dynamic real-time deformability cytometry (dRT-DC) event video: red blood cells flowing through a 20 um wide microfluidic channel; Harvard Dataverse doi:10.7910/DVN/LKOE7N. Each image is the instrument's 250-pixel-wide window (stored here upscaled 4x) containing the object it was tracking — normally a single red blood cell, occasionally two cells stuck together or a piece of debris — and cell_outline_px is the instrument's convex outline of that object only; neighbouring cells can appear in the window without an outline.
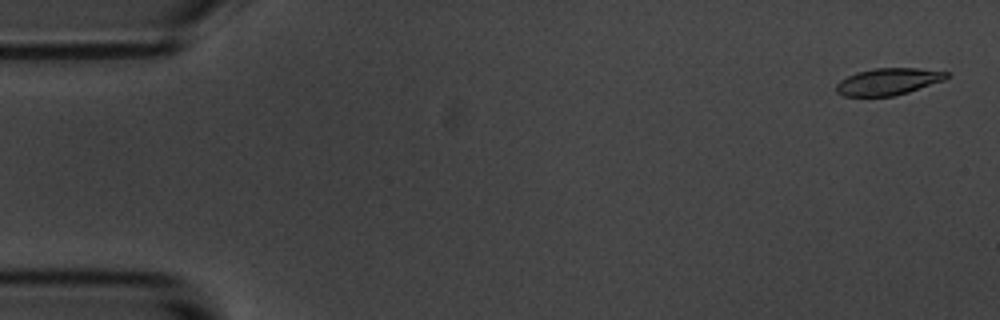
{"species": "common noctule bat (a hibernating species)", "species_latin": "Nyctalus noctula", "temperature_condition": "room temperature", "stored_images_in_passage": 57, "camera_frame_rate_fps": 3000, "um_per_image_px": 0.085, "animal": {"sex": "male", "body_mass_g": 20.1, "forearm_length_mm": 53.5}, "frame": {"image": 1, "passage_image": 2, "time_ms": 0.333, "image_size_px": [1000, 320], "cell_outline_px": [[948, 76], [944, 80], [908, 92], [892, 96], [844, 96], [836, 92], [836, 84], [840, 80], [856, 72], [872, 68], [920, 68], [948, 72]], "centroid_in_image_um": [75.47, 6.93], "position_along_channel_um": 9.5, "area_um2": 17.22}}
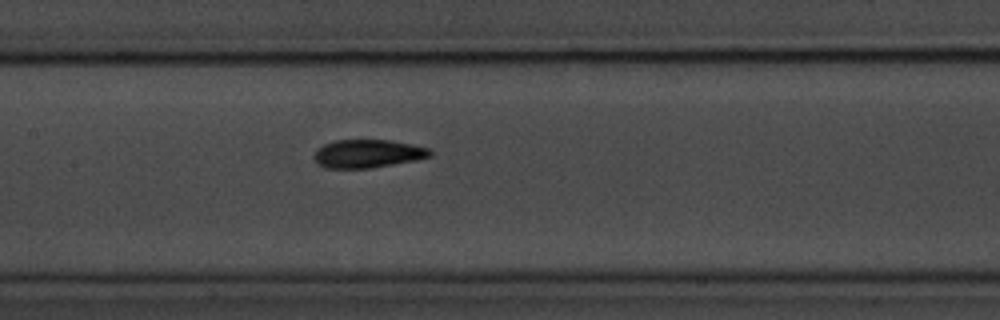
{"frame": {"image": 2, "passage_image": 27, "time_ms": 8.667, "image_size_px": [1000, 320], "cell_outline_px": [[432, 156], [416, 160], [372, 168], [324, 168], [316, 164], [312, 156], [316, 148], [324, 144], [336, 140], [388, 140], [412, 144], [432, 148]], "centroid_in_image_um": [31.24, 13.06], "position_along_channel_um": 176.2, "area_um2": 19.42}}
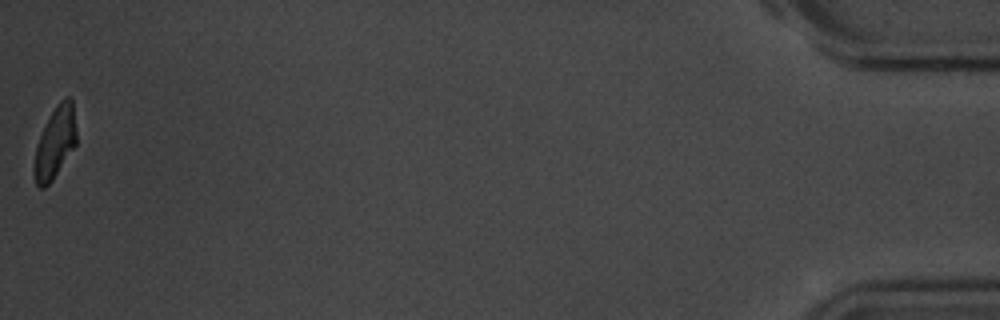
{"frame": {"image": 3, "passage_image": 57, "time_ms": 18.667, "image_size_px": [1000, 320], "cell_outline_px": [[76, 144], [52, 180], [44, 188], [40, 188], [36, 184], [32, 172], [32, 168], [36, 148], [40, 136], [56, 104], [60, 100], [68, 96], [72, 100], [76, 132]], "centroid_in_image_um": [4.66, 12.15], "position_along_channel_um": 430.5, "area_um2": 17.34}, "authors_computed_cell_mechanics": {"area_um2": 18.9006, "velocity_mm_per_s": 3.5169, "shape_relaxation_time_tau1_ms": 3.4205, "shape_relaxation_time_tau2_ms": 1.7479, "deformation_change_tau1": 0.1376, "deformation_change_tau2": 0.074}}